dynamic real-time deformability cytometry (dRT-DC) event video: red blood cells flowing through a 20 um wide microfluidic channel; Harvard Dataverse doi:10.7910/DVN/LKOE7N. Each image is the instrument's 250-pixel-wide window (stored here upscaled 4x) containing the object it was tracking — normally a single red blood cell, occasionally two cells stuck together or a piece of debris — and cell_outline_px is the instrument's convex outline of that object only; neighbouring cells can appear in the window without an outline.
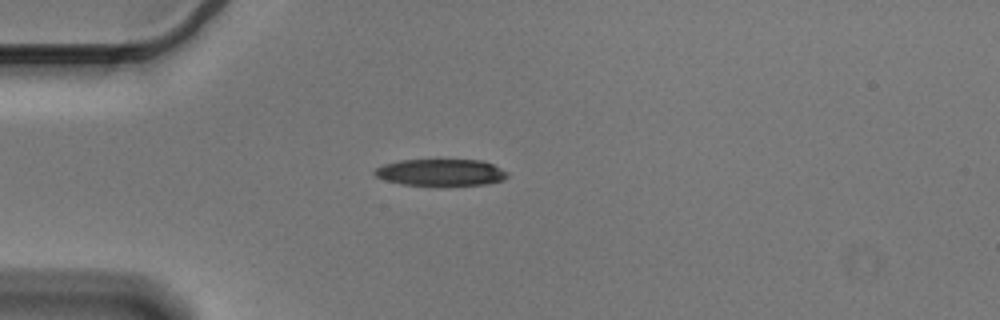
{"species": "Egyptian fruit bat (a non-hibernating species)", "species_latin": "Rousettus aegyptiacus", "temperature_condition": "cold", "stored_images_in_passage": 5, "camera_frame_rate_fps": 3000, "um_per_image_px": 0.085, "animal": {"sex": "male"}, "frame": {"image": 1, "passage_image": 1, "time_ms": 0.0, "image_size_px": [1000, 320], "cell_outline_px": [[508, 176], [504, 180], [484, 184], [436, 188], [404, 184], [384, 180], [376, 176], [372, 172], [376, 168], [384, 164], [400, 160], [484, 160], [508, 172]], "centroid_in_image_um": [37.47, 14.69], "position_along_channel_um": 47.5, "area_um2": 21.44}}
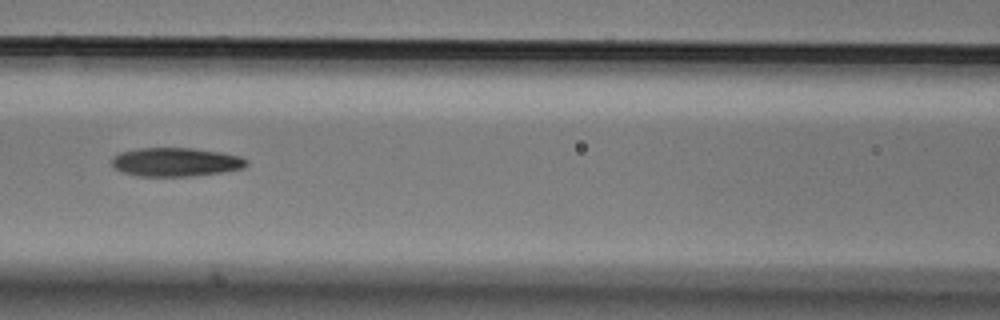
{"frame": {"image": 2, "passage_image": 4, "time_ms": 1.0, "image_size_px": [1000, 320], "cell_outline_px": [[248, 164], [240, 168], [220, 172], [192, 176], [140, 176], [124, 172], [116, 168], [112, 164], [112, 156], [120, 152], [140, 148], [192, 148], [220, 152], [240, 156], [248, 160]], "centroid_in_image_um": [14.93, 13.76], "position_along_channel_um": 151.7, "area_um2": 22.31}}
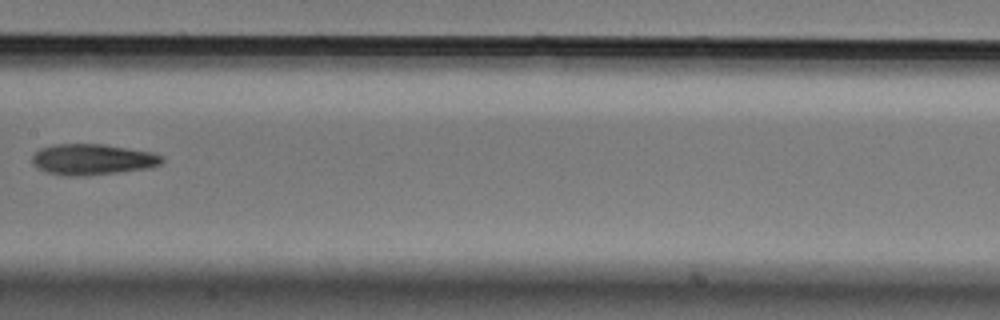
{"frame": {"image": 3, "passage_image": 5, "time_ms": 1.333, "image_size_px": [1000, 320], "cell_outline_px": [[164, 160], [160, 164], [148, 168], [120, 172], [88, 176], [64, 176], [48, 172], [36, 168], [32, 164], [32, 156], [40, 148], [56, 144], [104, 144], [152, 152], [160, 156]], "centroid_in_image_um": [7.83, 13.56], "position_along_channel_um": 199.6, "area_um2": 23.47}}